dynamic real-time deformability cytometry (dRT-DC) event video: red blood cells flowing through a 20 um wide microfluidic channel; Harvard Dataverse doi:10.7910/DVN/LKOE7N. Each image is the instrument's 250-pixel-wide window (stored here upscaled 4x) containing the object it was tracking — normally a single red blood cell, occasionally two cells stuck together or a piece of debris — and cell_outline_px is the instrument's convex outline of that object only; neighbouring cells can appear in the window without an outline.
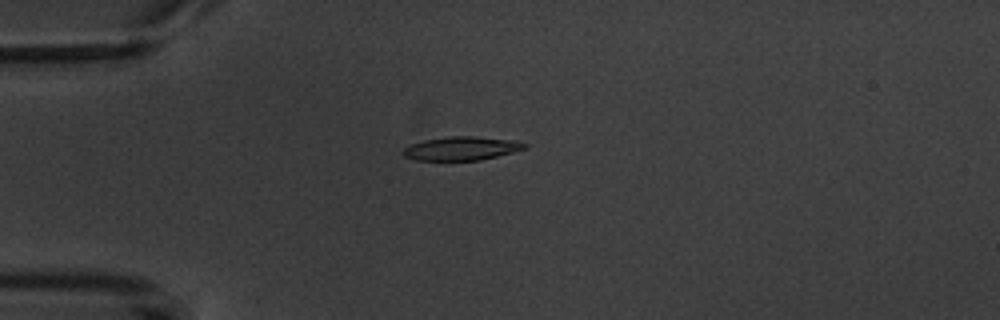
{"species": "common noctule bat (a hibernating species)", "species_latin": "Nyctalus noctula", "temperature_condition": "warm", "stored_images_in_passage": 6, "camera_frame_rate_fps": 3000, "um_per_image_px": 0.085, "animal": {"sex": "male", "body_mass_g": 20.1, "forearm_length_mm": 53.5}, "frame": {"image": 1, "passage_image": 4, "time_ms": 3.667, "image_size_px": [1000, 320], "cell_outline_px": [[528, 148], [480, 160], [416, 160], [404, 156], [400, 152], [404, 148], [412, 144], [424, 140], [448, 136], [472, 136], [516, 140], [528, 144]], "centroid_in_image_um": [39.23, 12.61], "position_along_channel_um": 45.8, "area_um2": 16.76}}